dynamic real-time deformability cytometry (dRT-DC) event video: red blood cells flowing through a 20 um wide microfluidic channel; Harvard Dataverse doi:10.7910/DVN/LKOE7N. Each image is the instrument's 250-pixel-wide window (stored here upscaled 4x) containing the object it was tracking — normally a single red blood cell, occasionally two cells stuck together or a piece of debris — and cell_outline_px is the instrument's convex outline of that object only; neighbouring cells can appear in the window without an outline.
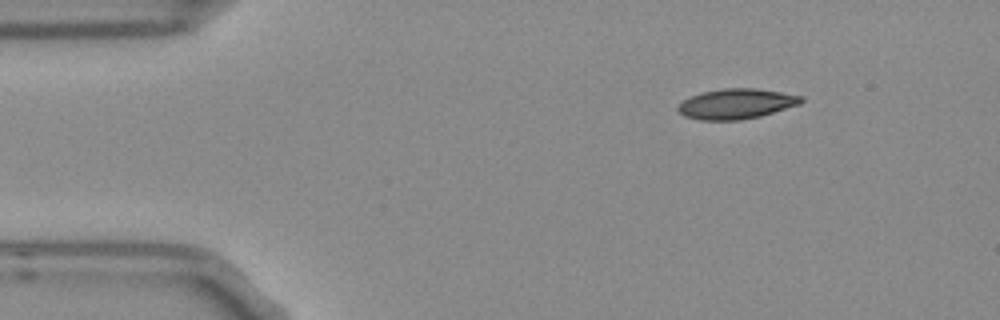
{"species": "Egyptian fruit bat (a non-hibernating species)", "species_latin": "Rousettus aegyptiacus", "temperature_condition": "room temperature", "stored_images_in_passage": 2, "camera_frame_rate_fps": 3000, "um_per_image_px": 0.085, "frame": {"image": 1, "passage_image": 1, "time_ms": 0.0, "image_size_px": [1000, 320], "cell_outline_px": [[804, 100], [800, 104], [760, 116], [740, 120], [700, 120], [684, 116], [676, 108], [684, 100], [692, 96], [704, 92], [724, 88], [756, 88], [804, 96]], "centroid_in_image_um": [62.61, 8.83], "position_along_channel_um": 22.4, "area_um2": 21.5}}